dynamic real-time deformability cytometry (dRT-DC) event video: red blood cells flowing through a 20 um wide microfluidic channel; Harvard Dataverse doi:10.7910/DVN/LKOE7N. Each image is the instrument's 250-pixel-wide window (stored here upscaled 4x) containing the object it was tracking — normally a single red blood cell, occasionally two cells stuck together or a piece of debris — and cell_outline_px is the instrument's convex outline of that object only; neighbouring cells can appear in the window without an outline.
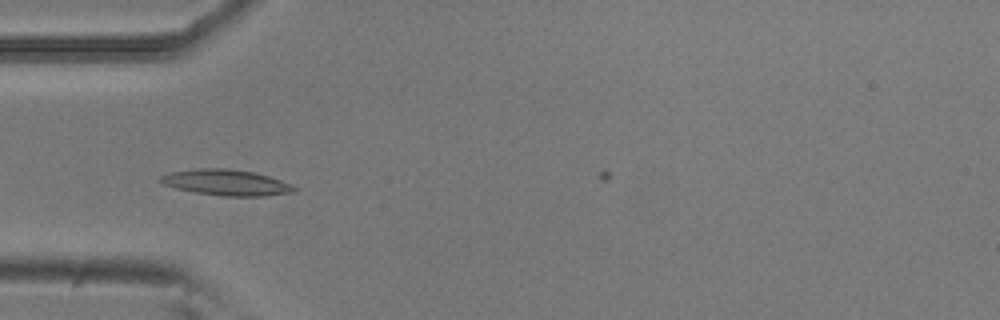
{"species": "common noctule bat (a hibernating species)", "species_latin": "Nyctalus noctula", "temperature_condition": "room temperature", "stored_images_in_passage": 7, "camera_frame_rate_fps": 3000, "um_per_image_px": 0.085, "animal": {"sex": "male", "body_mass_g": 20.5, "forearm_length_mm": 52.5}, "frame": {"image": 1, "passage_image": 5, "time_ms": 1.333, "image_size_px": [1000, 320], "cell_outline_px": [[300, 188], [296, 192], [264, 196], [220, 196], [196, 192], [176, 188], [164, 184], [156, 180], [160, 176], [168, 172], [196, 168], [228, 168], [252, 172], [268, 176], [292, 184]], "centroid_in_image_um": [19.24, 15.51], "position_along_channel_um": 65.8, "area_um2": 20.4}}
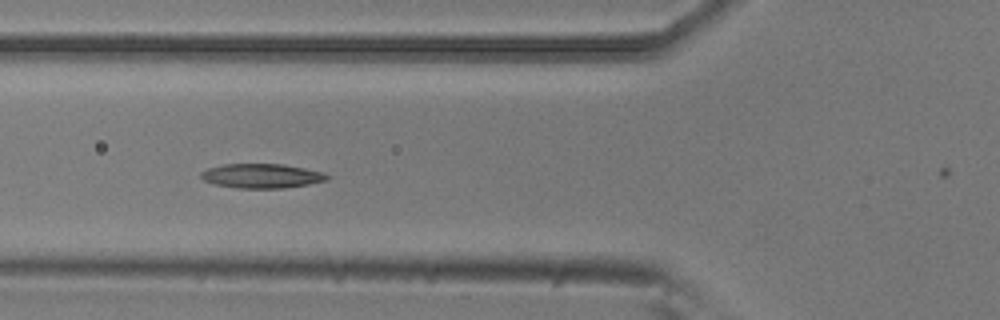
{"frame": {"image": 2, "passage_image": 6, "time_ms": 1.667, "image_size_px": [1000, 320], "cell_outline_px": [[332, 176], [328, 180], [308, 184], [284, 188], [240, 188], [216, 184], [204, 180], [200, 176], [200, 172], [208, 168], [224, 164], [284, 164], [324, 172]], "centroid_in_image_um": [22.29, 14.94], "position_along_channel_um": 103.5, "area_um2": 17.92}}
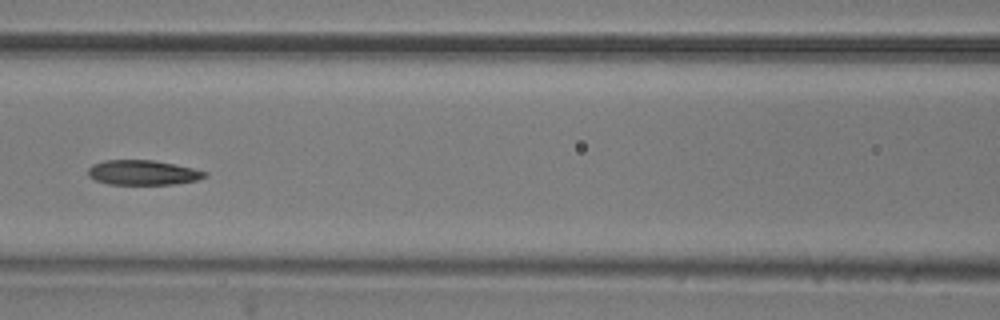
{"frame": {"image": 3, "passage_image": 7, "time_ms": 2.0, "image_size_px": [1000, 320], "cell_outline_px": [[208, 176], [196, 180], [176, 184], [108, 184], [96, 180], [88, 176], [88, 168], [92, 164], [104, 160], [152, 160], [192, 168], [208, 172]], "centroid_in_image_um": [12.13, 14.67], "position_along_channel_um": 154.5, "area_um2": 16.82}}